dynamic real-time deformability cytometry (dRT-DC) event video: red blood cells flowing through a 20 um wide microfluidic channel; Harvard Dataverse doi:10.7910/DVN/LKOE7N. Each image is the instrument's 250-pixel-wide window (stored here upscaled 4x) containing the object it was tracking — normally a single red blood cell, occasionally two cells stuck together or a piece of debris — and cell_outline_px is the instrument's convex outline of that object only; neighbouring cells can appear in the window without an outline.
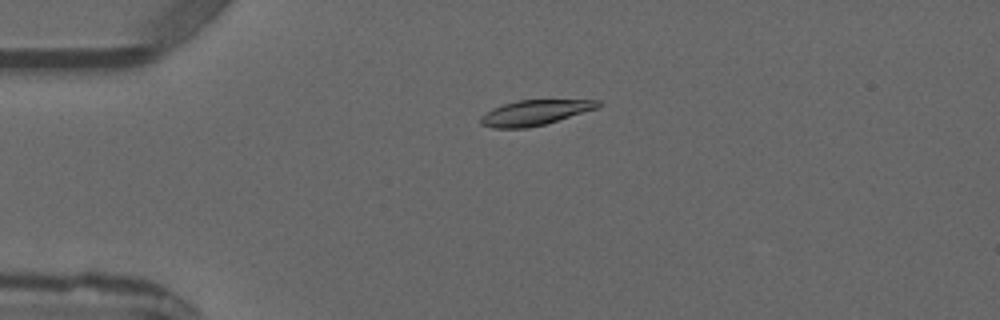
{"species": "common noctule bat (a hibernating species)", "species_latin": "Nyctalus noctula", "temperature_condition": "warm", "stored_images_in_passage": 4, "camera_frame_rate_fps": 3000, "um_per_image_px": 0.085, "animal": {"sex": "male", "forearm_length_mm": 52.5}, "frame": {"image": 1, "passage_image": 3, "time_ms": 2.333, "image_size_px": [1000, 320], "cell_outline_px": [[600, 108], [544, 124], [528, 128], [492, 128], [480, 124], [480, 116], [492, 108], [516, 100], [600, 100]], "centroid_in_image_um": [45.45, 9.57], "position_along_channel_um": 39.5, "area_um2": 17.28}}